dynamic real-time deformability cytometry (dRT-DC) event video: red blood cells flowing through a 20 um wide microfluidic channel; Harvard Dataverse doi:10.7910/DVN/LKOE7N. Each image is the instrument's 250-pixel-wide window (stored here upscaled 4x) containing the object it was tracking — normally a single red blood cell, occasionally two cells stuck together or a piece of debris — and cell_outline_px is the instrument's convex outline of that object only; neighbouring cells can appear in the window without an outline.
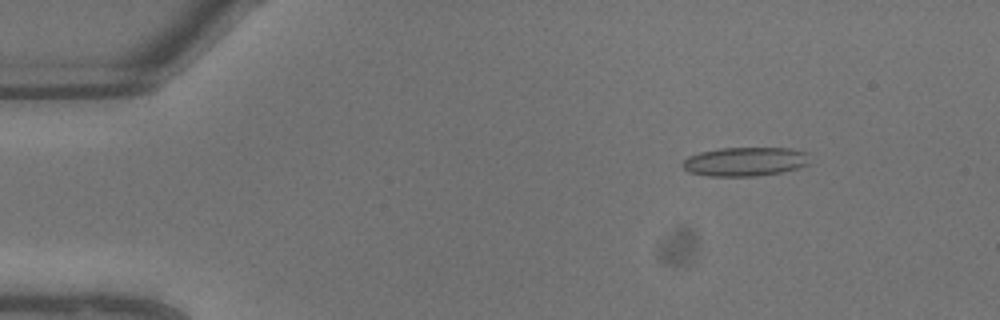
{"species": "common noctule bat (a hibernating species)", "species_latin": "Nyctalus noctula", "temperature_condition": "warm", "stored_images_in_passage": 8, "camera_frame_rate_fps": 3000, "um_per_image_px": 0.085, "animal": {"sex": "male", "body_mass_g": 13.3}, "frame": {"image": 1, "passage_image": 3, "time_ms": 0.667, "image_size_px": [1000, 320], "cell_outline_px": [[808, 164], [796, 168], [780, 172], [756, 176], [708, 176], [688, 172], [680, 164], [688, 156], [700, 152], [720, 148], [788, 148], [808, 152]], "centroid_in_image_um": [63.29, 13.73], "position_along_channel_um": 21.7, "area_um2": 21.44}}
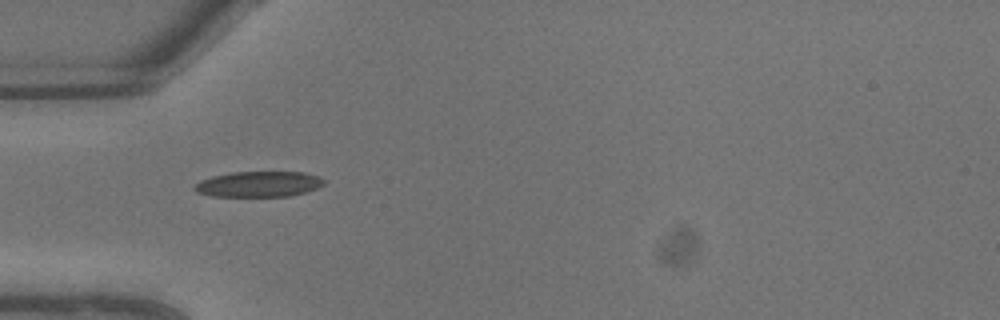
{"frame": {"image": 2, "passage_image": 7, "time_ms": 2.0, "image_size_px": [1000, 320], "cell_outline_px": [[324, 184], [316, 188], [304, 192], [288, 196], [212, 196], [196, 192], [192, 188], [200, 180], [212, 176], [232, 172], [304, 172], [316, 176], [324, 180]], "centroid_in_image_um": [21.94, 15.65], "position_along_channel_um": 63.1, "area_um2": 19.13}}